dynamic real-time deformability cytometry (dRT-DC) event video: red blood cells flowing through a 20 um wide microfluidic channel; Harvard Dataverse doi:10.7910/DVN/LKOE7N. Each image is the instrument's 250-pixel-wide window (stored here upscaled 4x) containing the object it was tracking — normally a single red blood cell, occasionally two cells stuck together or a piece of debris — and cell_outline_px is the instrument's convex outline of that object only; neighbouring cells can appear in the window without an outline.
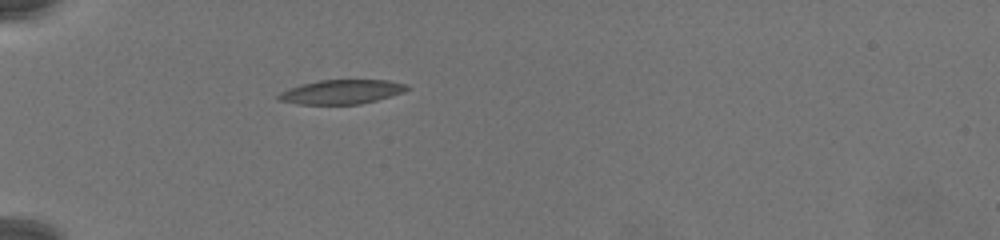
{"species": "common noctule bat (a hibernating species)", "species_latin": "Nyctalus noctula", "temperature_condition": "warm", "stored_images_in_passage": 52, "camera_frame_rate_fps": 3000, "um_per_image_px": 0.085, "animal": {"sex": "female", "body_mass_g": 19.5, "forearm_length_mm": 54.1}, "frame": {"image": 1, "passage_image": 1, "time_ms": 0.0, "image_size_px": [1000, 240], "cell_outline_px": [[408, 88], [404, 92], [376, 100], [360, 104], [296, 104], [276, 100], [276, 96], [280, 92], [288, 88], [300, 84], [320, 80], [388, 80], [408, 84]], "centroid_in_image_um": [28.98, 7.81], "position_along_channel_um": 56.0, "area_um2": 18.26}}
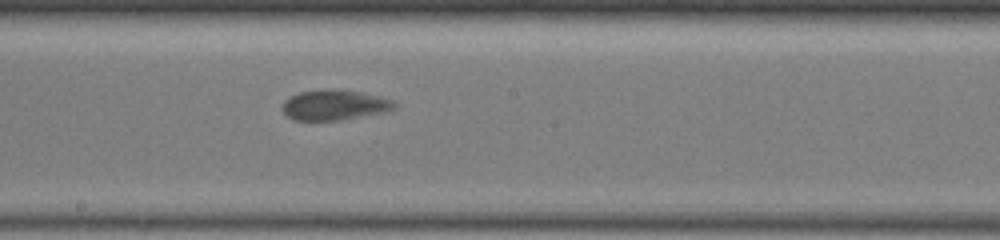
{"frame": {"image": 2, "passage_image": 21, "time_ms": 6.667, "image_size_px": [1000, 240], "cell_outline_px": [[396, 108], [388, 112], [340, 120], [292, 120], [284, 116], [280, 108], [284, 100], [288, 96], [300, 92], [332, 88], [360, 92], [380, 96], [392, 100], [396, 104]], "centroid_in_image_um": [28.39, 8.93], "position_along_channel_um": 219.8, "area_um2": 20.23}}
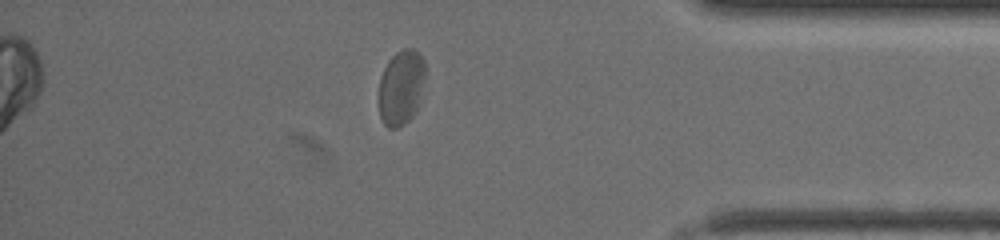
{"frame": {"image": 3, "passage_image": 43, "time_ms": 14.0, "image_size_px": [1000, 240], "cell_outline_px": [[424, 76], [416, 112], [404, 124], [396, 128], [388, 128], [384, 124], [380, 116], [380, 76], [388, 60], [396, 52], [404, 48], [412, 48], [424, 60]], "centroid_in_image_um": [34.08, 7.42], "position_along_channel_um": 401.1, "area_um2": 19.94}}